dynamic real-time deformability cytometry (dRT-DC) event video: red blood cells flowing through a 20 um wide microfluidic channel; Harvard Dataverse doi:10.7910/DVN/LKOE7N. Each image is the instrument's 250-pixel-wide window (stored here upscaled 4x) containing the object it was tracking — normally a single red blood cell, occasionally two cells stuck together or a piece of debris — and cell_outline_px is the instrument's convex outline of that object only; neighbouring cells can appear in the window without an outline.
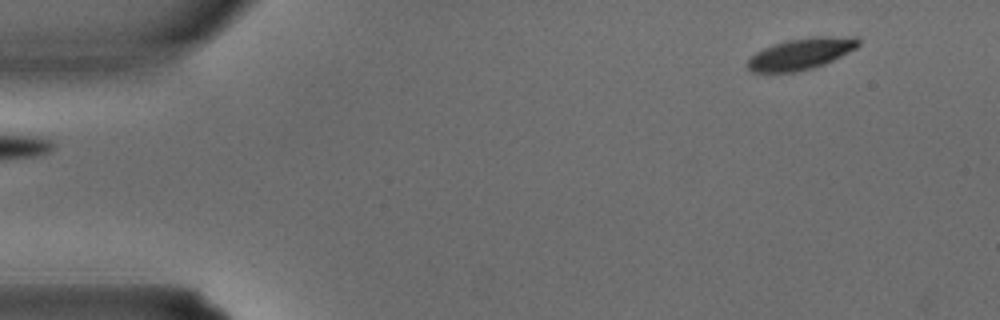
{"species": "common noctule bat (a hibernating species)", "species_latin": "Nyctalus noctula", "temperature_condition": "warm", "stored_images_in_passage": 2, "segment_of_instrument_passage": [2, 2], "camera_frame_rate_fps": 3000, "um_per_image_px": 0.085, "animal": {"sex": "male", "body_mass_g": 15.6}, "frame": {"image": 1, "passage_image": 2, "time_ms": 0.333, "image_size_px": [1000, 320], "cell_outline_px": [[860, 44], [856, 48], [824, 64], [812, 68], [796, 72], [752, 72], [748, 68], [748, 60], [756, 52], [772, 44], [788, 40], [820, 36], [856, 36], [860, 40]], "centroid_in_image_um": [68.11, 4.56], "position_along_channel_um": 16.9, "area_um2": 20.11}}